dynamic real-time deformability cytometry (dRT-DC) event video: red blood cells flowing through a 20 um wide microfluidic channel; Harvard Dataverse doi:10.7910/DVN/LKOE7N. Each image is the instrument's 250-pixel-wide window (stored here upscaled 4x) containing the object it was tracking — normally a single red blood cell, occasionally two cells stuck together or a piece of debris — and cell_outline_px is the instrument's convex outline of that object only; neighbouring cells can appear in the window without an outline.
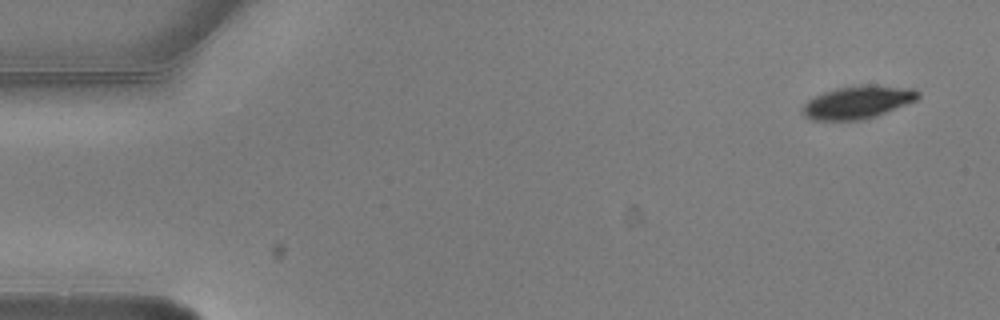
{"species": "common noctule bat (a hibernating species)", "species_latin": "Nyctalus noctula", "temperature_condition": "warm", "stored_images_in_passage": 4, "camera_frame_rate_fps": 3000, "um_per_image_px": 0.085, "animal": {"sex": "male", "body_mass_g": 20.5, "forearm_length_mm": 52.5}, "frame": {"image": 1, "passage_image": 1, "time_ms": 0.0, "image_size_px": [1000, 320], "cell_outline_px": [[920, 96], [916, 100], [876, 116], [860, 120], [812, 120], [804, 116], [800, 112], [800, 108], [808, 100], [824, 92], [836, 88], [872, 84], [916, 88], [920, 92]], "centroid_in_image_um": [72.91, 8.68], "position_along_channel_um": 12.1, "area_um2": 22.2}}
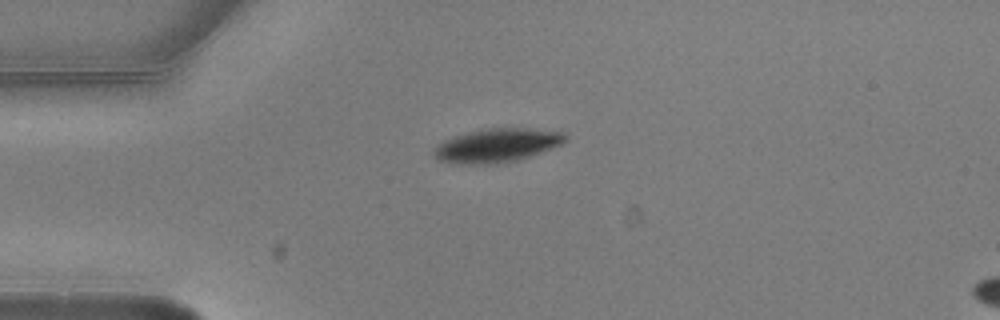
{"frame": {"image": 2, "passage_image": 3, "time_ms": 0.667, "image_size_px": [1000, 320], "cell_outline_px": [[568, 140], [560, 144], [540, 152], [516, 160], [496, 164], [456, 164], [440, 160], [432, 152], [444, 140], [452, 136], [468, 132], [488, 128], [524, 128], [568, 132]], "centroid_in_image_um": [42.26, 12.35], "position_along_channel_um": 42.7, "area_um2": 25.66}}